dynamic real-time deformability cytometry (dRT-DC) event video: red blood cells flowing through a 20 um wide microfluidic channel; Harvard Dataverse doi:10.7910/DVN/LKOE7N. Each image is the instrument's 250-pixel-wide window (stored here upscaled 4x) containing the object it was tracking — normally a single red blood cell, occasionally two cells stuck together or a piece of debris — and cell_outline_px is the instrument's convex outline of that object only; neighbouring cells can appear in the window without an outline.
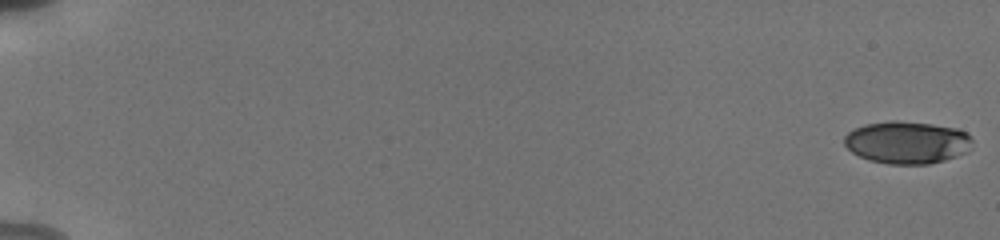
{"species": "human", "species_latin": "Homo sapiens", "temperature_condition": "cold", "stored_images_in_passage": 47, "camera_frame_rate_fps": 3000, "um_per_image_px": 0.085, "donor": {"sex": "male"}, "frame": {"image": 1, "passage_image": 1, "time_ms": 0.0, "image_size_px": [1000, 240], "cell_outline_px": [[972, 148], [968, 152], [944, 160], [928, 164], [888, 164], [868, 160], [852, 152], [844, 144], [844, 136], [848, 132], [864, 124], [892, 120], [896, 120], [932, 124], [956, 128], [972, 136]], "centroid_in_image_um": [77.11, 12.1], "position_along_channel_um": 7.9, "area_um2": 31.85}}
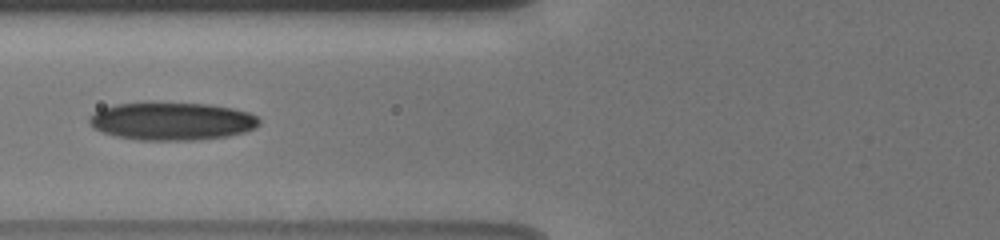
{"frame": {"image": 2, "passage_image": 23, "time_ms": 8.0, "image_size_px": [1000, 240], "cell_outline_px": [[260, 124], [256, 128], [244, 132], [228, 136], [192, 140], [140, 140], [116, 136], [104, 132], [96, 128], [88, 120], [88, 116], [100, 108], [116, 104], [144, 100], [148, 100], [208, 104], [232, 108], [248, 112], [256, 116], [260, 120]], "centroid_in_image_um": [14.59, 10.26], "position_along_channel_um": 111.2, "area_um2": 38.32}}
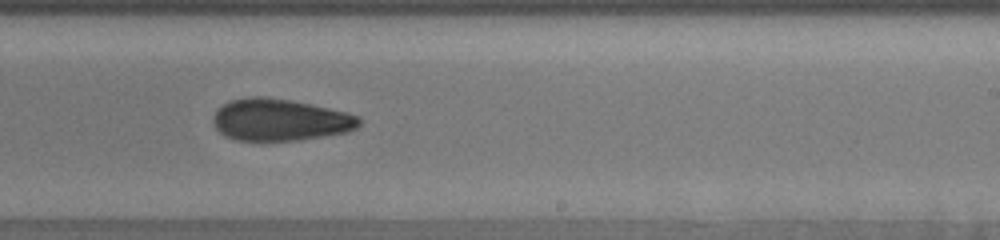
{"frame": {"image": 3, "passage_image": 34, "time_ms": 12.0, "image_size_px": [1000, 240], "cell_outline_px": [[360, 124], [356, 128], [348, 132], [300, 140], [236, 140], [224, 136], [216, 128], [212, 120], [212, 116], [224, 104], [232, 100], [248, 96], [268, 96], [348, 112], [360, 116]], "centroid_in_image_um": [23.8, 10.19], "position_along_channel_um": 265.2, "area_um2": 35.6}, "authors_computed_cell_mechanics": {"area_um2": 34.102, "velocity_mm_per_s": 3.8596, "shape_relaxation_time_tau1_ms": 10.2272, "shape_relaxation_time_tau2_ms": 6.862, "deformation_change_tau1": 0.2355, "deformation_change_tau2": 0.1475}}